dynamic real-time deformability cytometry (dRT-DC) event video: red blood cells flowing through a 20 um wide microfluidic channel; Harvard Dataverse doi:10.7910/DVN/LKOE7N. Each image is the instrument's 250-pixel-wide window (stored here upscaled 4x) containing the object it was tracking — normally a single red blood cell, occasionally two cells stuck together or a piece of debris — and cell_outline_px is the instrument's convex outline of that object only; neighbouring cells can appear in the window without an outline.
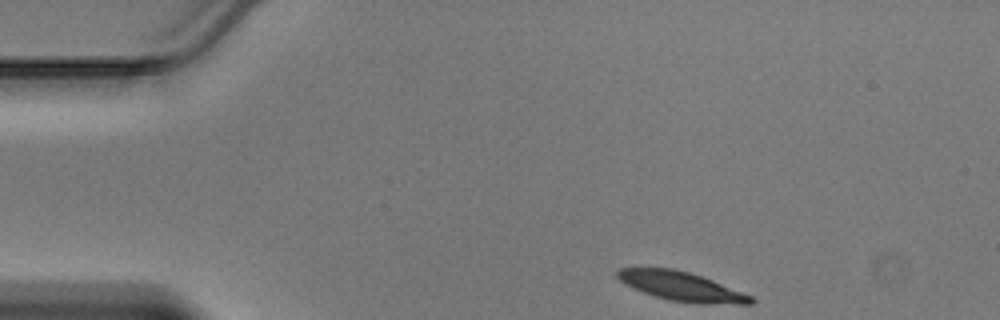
{"species": "Egyptian fruit bat (a non-hibernating species)", "species_latin": "Rousettus aegyptiacus", "temperature_condition": "warm", "stored_images_in_passage": 40, "camera_frame_rate_fps": 3000, "um_per_image_px": 0.085, "animal": {"sex": "male"}, "frame": {"image": 1, "passage_image": 1, "time_ms": 0.0, "image_size_px": [1000, 320], "cell_outline_px": [[756, 300], [752, 304], [696, 304], [668, 300], [644, 292], [620, 280], [616, 276], [616, 272], [620, 268], [672, 268], [688, 272], [712, 280], [752, 296]], "centroid_in_image_um": [57.97, 24.36], "position_along_channel_um": 27.0, "area_um2": 22.37}}
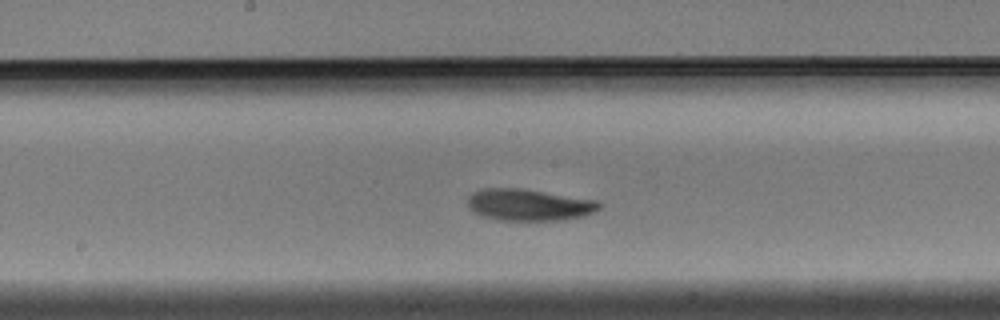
{"frame": {"image": 2, "passage_image": 18, "time_ms": 5.667, "image_size_px": [1000, 320], "cell_outline_px": [[600, 208], [596, 212], [584, 216], [564, 220], [500, 220], [484, 216], [472, 212], [468, 208], [468, 196], [472, 192], [480, 188], [520, 188], [600, 200]], "centroid_in_image_um": [44.97, 17.4], "position_along_channel_um": 203.2, "area_um2": 24.62}}
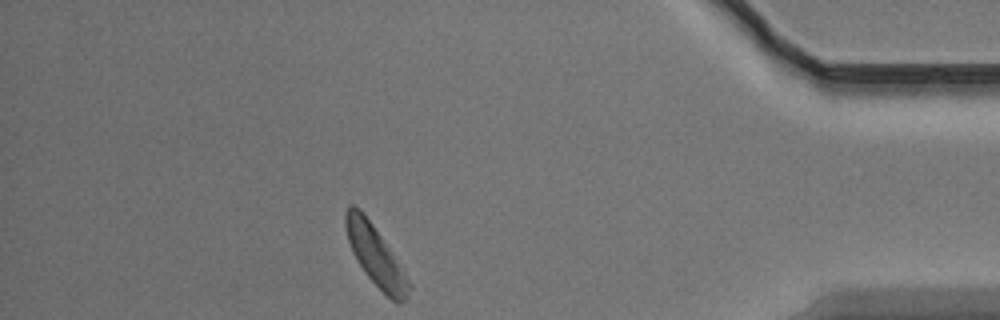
{"frame": {"image": 3, "passage_image": 35, "time_ms": 11.333, "image_size_px": [1000, 320], "cell_outline_px": [[412, 288], [408, 300], [400, 304], [396, 304], [364, 272], [352, 252], [348, 240], [344, 224], [344, 212], [348, 204], [352, 204], [360, 208], [372, 224], [412, 284]], "centroid_in_image_um": [31.92, 21.75], "position_along_channel_um": 403.3, "area_um2": 21.91}}